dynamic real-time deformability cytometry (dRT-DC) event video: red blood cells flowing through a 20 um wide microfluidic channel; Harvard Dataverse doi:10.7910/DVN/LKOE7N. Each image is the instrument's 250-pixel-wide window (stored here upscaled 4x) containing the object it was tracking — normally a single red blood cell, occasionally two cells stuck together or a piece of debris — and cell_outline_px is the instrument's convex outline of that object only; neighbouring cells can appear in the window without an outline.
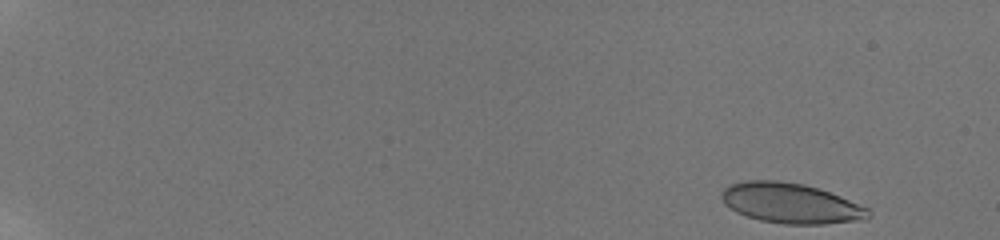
{"species": "human", "species_latin": "Homo sapiens", "temperature_condition": "room temperature", "stored_images_in_passage": 54, "camera_frame_rate_fps": 3000, "um_per_image_px": 0.085, "donor": {"sex": "male"}, "frame": {"image": 1, "passage_image": 2, "time_ms": 0.333, "image_size_px": [1000, 240], "cell_outline_px": [[872, 216], [868, 220], [824, 224], [784, 224], [760, 220], [736, 212], [724, 204], [720, 196], [720, 192], [724, 188], [732, 184], [744, 180], [780, 180], [804, 184], [840, 196], [868, 208], [872, 212]], "centroid_in_image_um": [67.23, 17.28], "position_along_channel_um": 17.8, "area_um2": 34.62}}
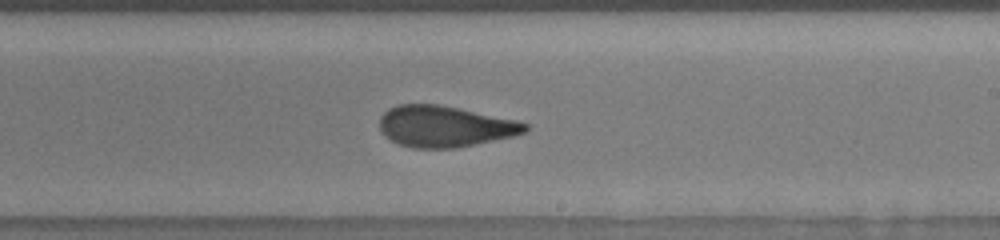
{"frame": {"image": 2, "passage_image": 35, "time_ms": 11.333, "image_size_px": [1000, 240], "cell_outline_px": [[528, 128], [524, 132], [516, 136], [456, 148], [412, 148], [400, 144], [384, 136], [380, 128], [380, 116], [388, 108], [400, 104], [440, 104], [520, 120], [528, 124]], "centroid_in_image_um": [37.84, 10.73], "position_along_channel_um": 251.2, "area_um2": 35.26}}
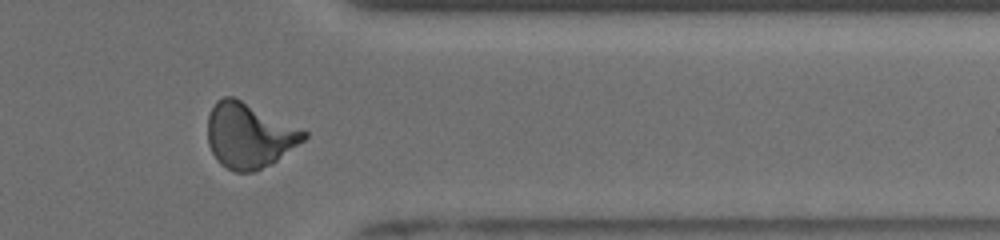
{"frame": {"image": 3, "passage_image": 46, "time_ms": 15.0, "image_size_px": [1000, 240], "cell_outline_px": [[308, 136], [304, 140], [272, 164], [256, 172], [236, 172], [220, 164], [216, 160], [208, 144], [208, 116], [216, 100], [224, 96], [232, 96], [308, 132]], "centroid_in_image_um": [21.15, 11.54], "position_along_channel_um": 390.2, "area_um2": 36.24}, "authors_computed_cell_mechanics": {"area_um2": 34.5933, "velocity_mm_per_s": 3.8686, "shape_relaxation_time_tau1_ms": null, "shape_relaxation_time_tau2_ms": 1.0119, "deformation_change_tau1": null, "deformation_change_tau2": 0.0776}}